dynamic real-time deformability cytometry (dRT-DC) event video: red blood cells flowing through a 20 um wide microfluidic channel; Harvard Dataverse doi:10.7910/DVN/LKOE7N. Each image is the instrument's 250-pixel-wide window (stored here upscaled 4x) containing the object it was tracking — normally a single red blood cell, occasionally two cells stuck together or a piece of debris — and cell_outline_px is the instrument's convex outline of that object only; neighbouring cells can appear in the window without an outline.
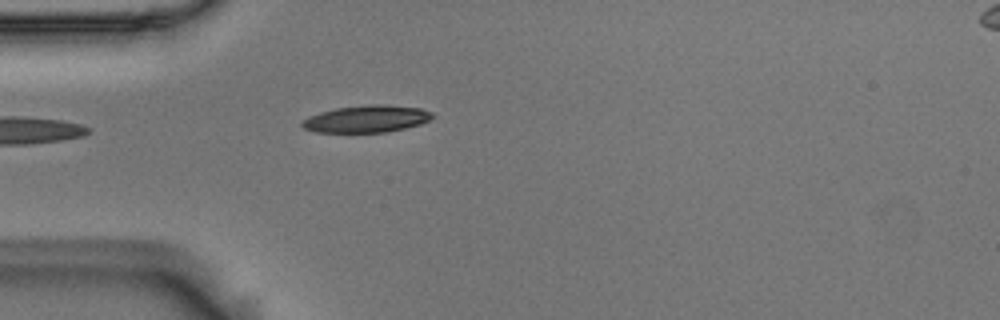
{"species": "Egyptian fruit bat (a non-hibernating species)", "species_latin": "Rousettus aegyptiacus", "temperature_condition": "room temperature", "stored_images_in_passage": 4, "camera_frame_rate_fps": 3000, "um_per_image_px": 0.085, "animal": {"sex": "male"}, "frame": {"image": 1, "passage_image": 4, "time_ms": 1.0, "image_size_px": [1000, 320], "cell_outline_px": [[432, 116], [428, 120], [420, 124], [404, 128], [384, 132], [316, 132], [304, 128], [300, 124], [308, 116], [320, 112], [336, 108], [372, 104], [384, 104], [420, 108], [432, 112]], "centroid_in_image_um": [31.14, 10.1], "position_along_channel_um": 53.9, "area_um2": 20.35}}